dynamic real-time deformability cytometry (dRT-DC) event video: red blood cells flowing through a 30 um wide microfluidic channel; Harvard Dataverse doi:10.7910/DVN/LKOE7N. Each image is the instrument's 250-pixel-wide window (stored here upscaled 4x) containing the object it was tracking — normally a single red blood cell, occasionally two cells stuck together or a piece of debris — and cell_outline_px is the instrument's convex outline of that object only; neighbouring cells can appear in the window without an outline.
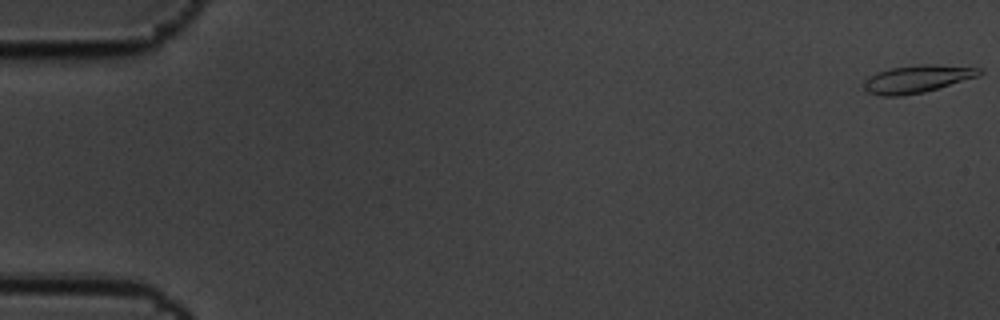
{"species": "common noctule bat (a hibernating species)", "species_latin": "Nyctalus noctula", "temperature_condition": "cold", "stored_images_in_passage": 59, "camera_frame_rate_fps": 3000, "um_per_image_px": 0.085, "animal": {"sex": "male", "body_mass_g": 19.5, "forearm_length_mm": 54.6}, "frame": {"image": 1, "passage_image": 1, "time_ms": 0.0, "image_size_px": [1000, 320], "cell_outline_px": [[984, 72], [980, 76], [924, 92], [904, 96], [884, 96], [864, 92], [864, 80], [868, 76], [876, 72], [892, 68], [920, 64], [932, 64], [984, 68]], "centroid_in_image_um": [77.97, 6.71], "position_along_channel_um": 7.0, "area_um2": 18.84}}
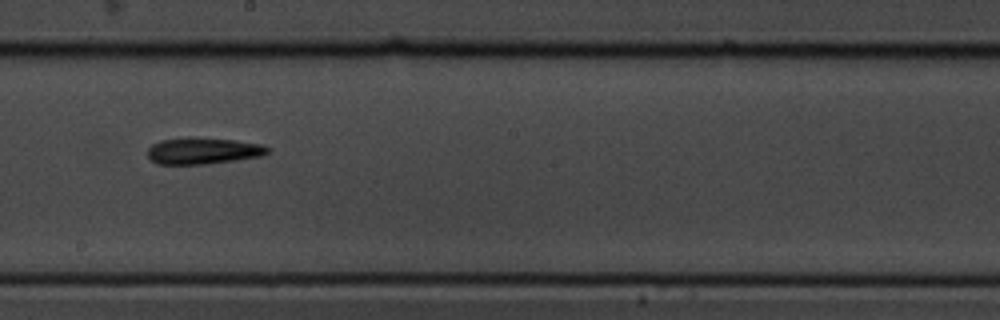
{"frame": {"image": 2, "passage_image": 34, "time_ms": 11.0, "image_size_px": [1000, 320], "cell_outline_px": [[268, 152], [264, 156], [236, 160], [204, 164], [156, 164], [148, 156], [148, 148], [152, 144], [160, 140], [188, 136], [236, 140], [264, 144], [268, 148]], "centroid_in_image_um": [17.27, 12.8], "position_along_channel_um": 230.9, "area_um2": 18.84}}
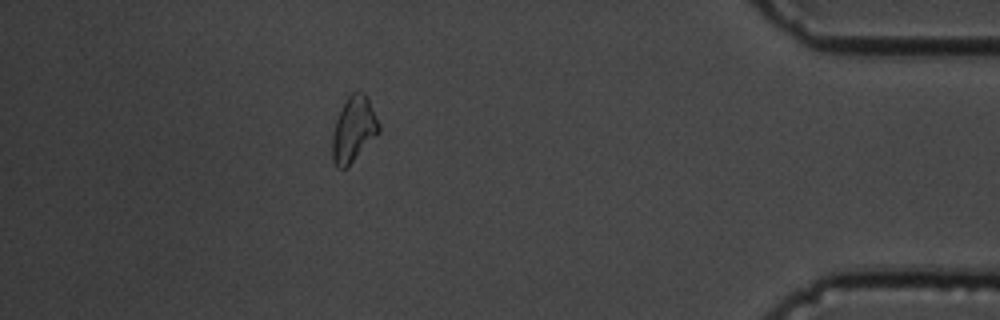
{"frame": {"image": 3, "passage_image": 53, "time_ms": 17.333, "image_size_px": [1000, 320], "cell_outline_px": [[380, 132], [344, 168], [336, 168], [332, 160], [332, 136], [336, 120], [348, 96], [352, 92], [364, 92], [368, 96], [380, 124]], "centroid_in_image_um": [30.07, 10.96], "position_along_channel_um": 405.1, "area_um2": 17.46}, "authors_computed_cell_mechanics": {"area_um2": 18.1492, "velocity_mm_per_s": 3.4266, "shape_relaxation_time_tau1_ms": 7.4088, "shape_relaxation_time_tau2_ms": null, "deformation_change_tau1": 0.1882, "deformation_change_tau2": null}}